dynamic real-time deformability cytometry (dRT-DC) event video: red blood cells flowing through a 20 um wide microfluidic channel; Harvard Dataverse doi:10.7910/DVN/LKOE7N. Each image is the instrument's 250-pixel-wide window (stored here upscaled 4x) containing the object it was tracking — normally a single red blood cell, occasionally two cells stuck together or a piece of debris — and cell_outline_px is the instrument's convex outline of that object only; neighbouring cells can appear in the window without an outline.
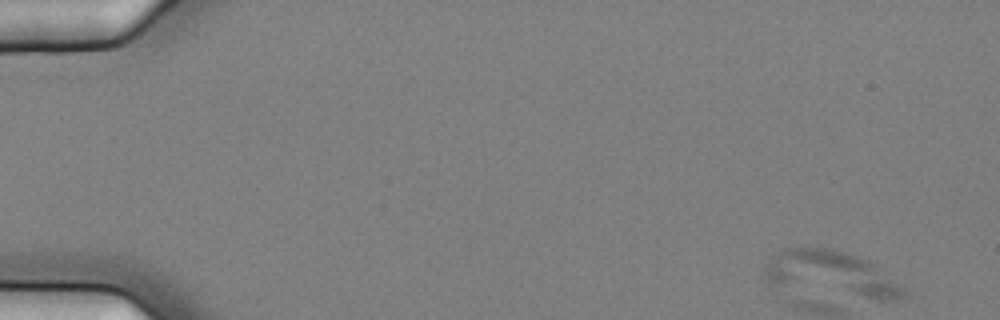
{"species": "common noctule bat (a hibernating species)", "species_latin": "Nyctalus noctula", "temperature_condition": "cold", "stored_images_in_passage": 54, "camera_frame_rate_fps": 3000, "um_per_image_px": 0.085, "animal": {"sex": "female", "body_mass_g": 25.1}, "frame": {"image": 1, "passage_image": 1, "time_ms": 0.0, "image_size_px": [1000, 320], "cell_outline_px": [[908, 296], [900, 300], [872, 300], [776, 284], [768, 280], [764, 276], [760, 268], [780, 248], [832, 248], [868, 260], [876, 264], [908, 292]], "centroid_in_image_um": [70.69, 23.27], "position_along_channel_um": 14.3, "area_um2": 36.7}}
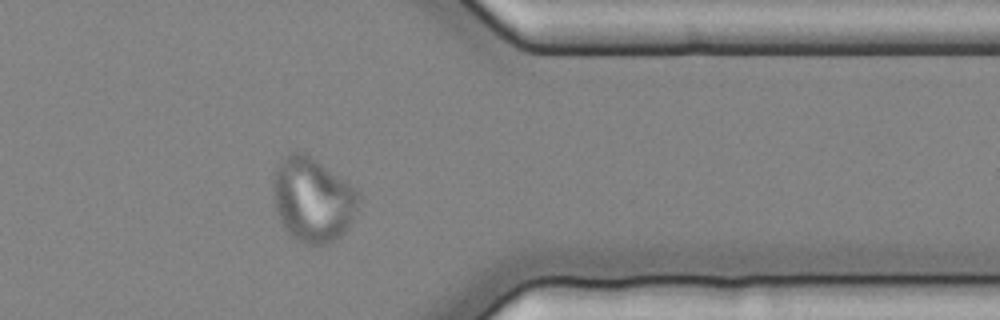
{"frame": {"image": 2, "passage_image": 44, "time_ms": 14.333, "image_size_px": [1000, 320], "cell_outline_px": [[360, 200], [352, 220], [348, 228], [340, 236], [328, 244], [304, 244], [292, 236], [288, 232], [280, 220], [276, 212], [272, 196], [272, 184], [276, 168], [292, 152], [304, 152], [316, 160], [344, 180], [360, 192]], "centroid_in_image_um": [26.58, 16.99], "position_along_channel_um": 384.8, "area_um2": 41.73}}
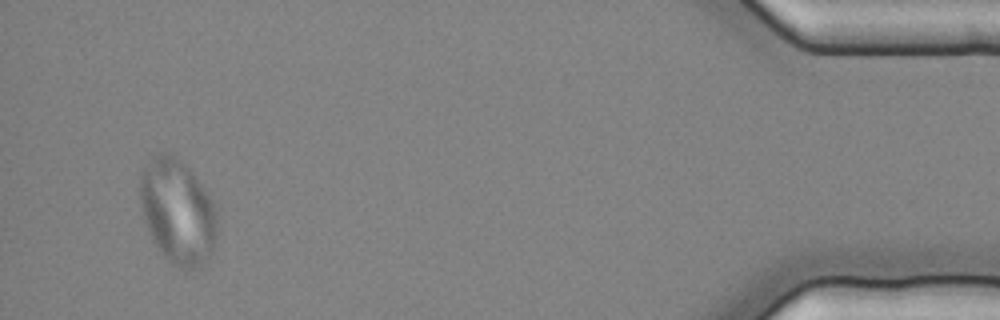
{"frame": {"image": 3, "passage_image": 52, "time_ms": 17.0, "image_size_px": [1000, 320], "cell_outline_px": [[216, 244], [212, 252], [200, 268], [192, 272], [184, 272], [172, 264], [160, 252], [152, 240], [148, 232], [144, 220], [140, 200], [140, 172], [152, 156], [156, 152], [176, 152], [208, 192], [216, 208]], "centroid_in_image_um": [15.1, 17.99], "position_along_channel_um": 420.1, "area_um2": 48.32}}